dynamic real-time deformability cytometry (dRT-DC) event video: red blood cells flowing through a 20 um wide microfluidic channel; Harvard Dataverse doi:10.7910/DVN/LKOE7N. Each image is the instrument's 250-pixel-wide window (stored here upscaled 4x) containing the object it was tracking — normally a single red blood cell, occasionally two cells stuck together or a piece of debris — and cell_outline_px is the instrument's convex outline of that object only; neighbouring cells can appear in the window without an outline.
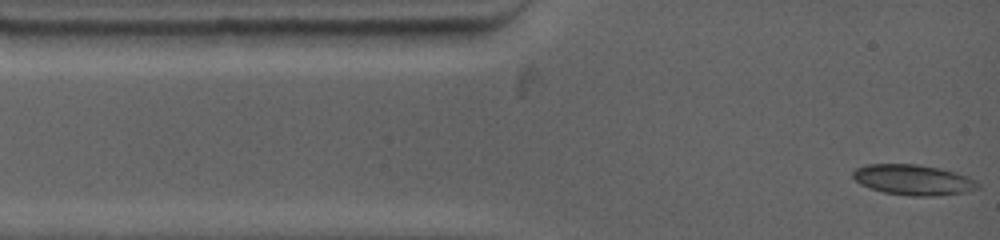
{"species": "common noctule bat (a hibernating species)", "species_latin": "Nyctalus noctula", "temperature_condition": "warm", "stored_images_in_passage": 22, "camera_frame_rate_fps": 4500, "um_per_image_px": 0.085, "animal": {"sex": "female", "body_mass_g": 19.0, "forearm_length_mm": 53.3}, "frame": {"image": 1, "passage_image": 1, "time_ms": 0.0, "image_size_px": [1000, 240], "cell_outline_px": [[980, 188], [968, 192], [936, 196], [912, 196], [884, 192], [860, 184], [852, 176], [852, 172], [856, 168], [864, 164], [916, 164], [940, 168], [956, 172], [976, 180], [980, 184]], "centroid_in_image_um": [77.66, 15.28], "position_along_channel_um": 7.3, "area_um2": 22.31}}
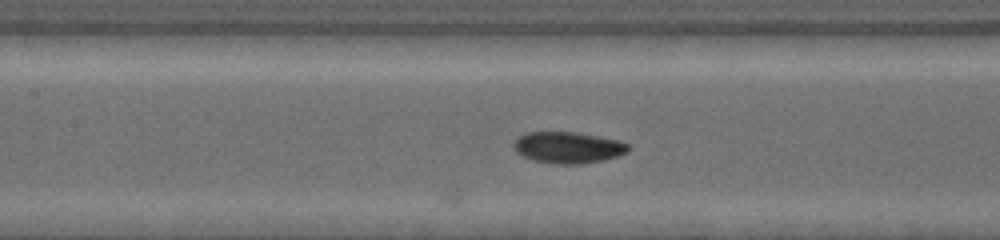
{"frame": {"image": 2, "passage_image": 14, "time_ms": 5.111, "image_size_px": [1000, 240], "cell_outline_px": [[628, 152], [620, 156], [604, 160], [584, 164], [552, 164], [532, 160], [516, 152], [512, 148], [512, 144], [516, 136], [524, 132], [576, 132], [620, 140], [628, 144]], "centroid_in_image_um": [48.25, 12.54], "position_along_channel_um": 159.2, "area_um2": 21.44}}
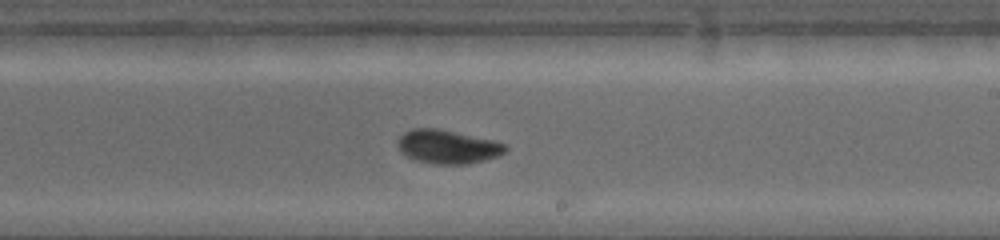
{"frame": {"image": 3, "passage_image": 21, "time_ms": 7.556, "image_size_px": [1000, 240], "cell_outline_px": [[508, 148], [504, 152], [496, 156], [484, 160], [468, 164], [432, 164], [416, 160], [400, 152], [396, 144], [396, 140], [404, 132], [412, 128], [440, 128], [492, 140], [504, 144]], "centroid_in_image_um": [37.99, 12.46], "position_along_channel_um": 251.0, "area_um2": 21.21}}